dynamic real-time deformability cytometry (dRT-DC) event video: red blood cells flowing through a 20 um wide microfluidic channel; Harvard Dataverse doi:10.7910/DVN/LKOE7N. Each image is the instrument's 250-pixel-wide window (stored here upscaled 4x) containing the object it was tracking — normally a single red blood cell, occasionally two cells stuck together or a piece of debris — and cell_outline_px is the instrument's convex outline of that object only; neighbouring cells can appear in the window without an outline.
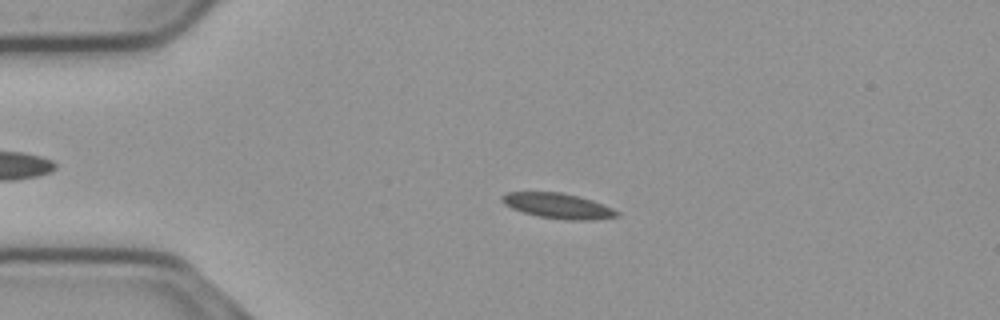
{"species": "common noctule bat (a hibernating species)", "species_latin": "Nyctalus noctula", "temperature_condition": "cold", "stored_images_in_passage": 55, "camera_frame_rate_fps": 3000, "um_per_image_px": 0.085, "animal": {"sex": "male", "body_mass_g": 23.1, "forearm_length_mm": 52.7}, "frame": {"image": 1, "passage_image": 12, "time_ms": 3.667, "image_size_px": [1000, 320], "cell_outline_px": [[620, 216], [596, 220], [564, 220], [536, 216], [512, 208], [504, 204], [500, 200], [500, 196], [508, 192], [560, 192], [592, 200], [612, 208], [620, 212]], "centroid_in_image_um": [47.43, 17.51], "position_along_channel_um": 37.6, "area_um2": 16.99}}
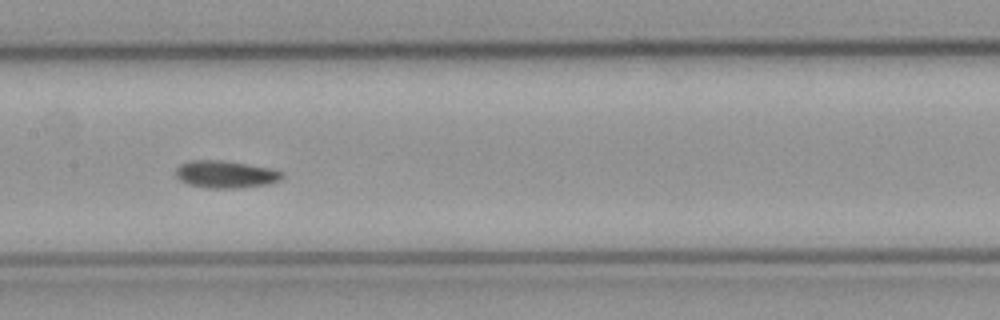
{"frame": {"image": 2, "passage_image": 27, "time_ms": 8.667, "image_size_px": [1000, 320], "cell_outline_px": [[284, 176], [280, 180], [268, 184], [236, 188], [208, 188], [188, 184], [180, 180], [176, 176], [176, 168], [180, 164], [188, 160], [224, 160], [272, 168], [284, 172]], "centroid_in_image_um": [19.19, 14.8], "position_along_channel_um": 188.2, "area_um2": 17.11}}
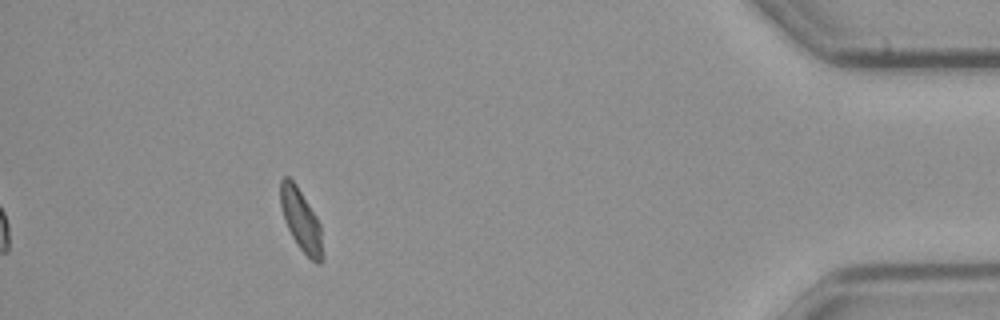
{"frame": {"image": 3, "passage_image": 50, "time_ms": 16.333, "image_size_px": [1000, 320], "cell_outline_px": [[324, 256], [320, 264], [316, 264], [296, 244], [284, 220], [280, 204], [280, 180], [284, 176], [288, 176], [296, 184], [316, 216], [320, 224]], "centroid_in_image_um": [25.59, 18.73], "position_along_channel_um": 409.6, "area_um2": 15.26}}